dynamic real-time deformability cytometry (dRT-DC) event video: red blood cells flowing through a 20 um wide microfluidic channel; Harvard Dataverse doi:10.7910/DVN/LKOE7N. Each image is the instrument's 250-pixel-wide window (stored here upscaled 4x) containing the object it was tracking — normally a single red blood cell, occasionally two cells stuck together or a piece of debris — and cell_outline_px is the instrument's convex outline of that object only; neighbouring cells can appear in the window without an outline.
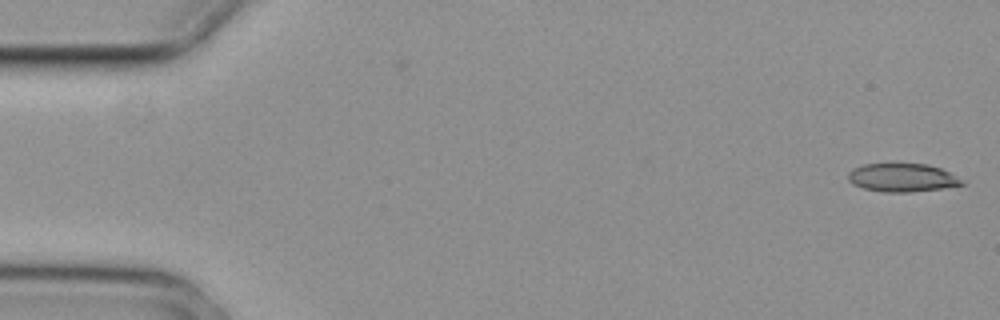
{"species": "common noctule bat (a hibernating species)", "species_latin": "Nyctalus noctula", "temperature_condition": "cold", "stored_images_in_passage": 2, "camera_frame_rate_fps": 3000, "um_per_image_px": 0.085, "animal": {"sex": "female", "body_mass_g": 29.2, "forearm_length_mm": 56.3}, "frame": {"image": 1, "passage_image": 2, "time_ms": 0.333, "image_size_px": [1000, 320], "cell_outline_px": [[968, 180], [964, 184], [944, 188], [908, 192], [884, 192], [864, 188], [852, 184], [848, 180], [848, 172], [852, 168], [864, 164], [888, 160], [928, 164], [940, 168]], "centroid_in_image_um": [76.69, 15.04], "position_along_channel_um": 8.3, "area_um2": 19.88}}